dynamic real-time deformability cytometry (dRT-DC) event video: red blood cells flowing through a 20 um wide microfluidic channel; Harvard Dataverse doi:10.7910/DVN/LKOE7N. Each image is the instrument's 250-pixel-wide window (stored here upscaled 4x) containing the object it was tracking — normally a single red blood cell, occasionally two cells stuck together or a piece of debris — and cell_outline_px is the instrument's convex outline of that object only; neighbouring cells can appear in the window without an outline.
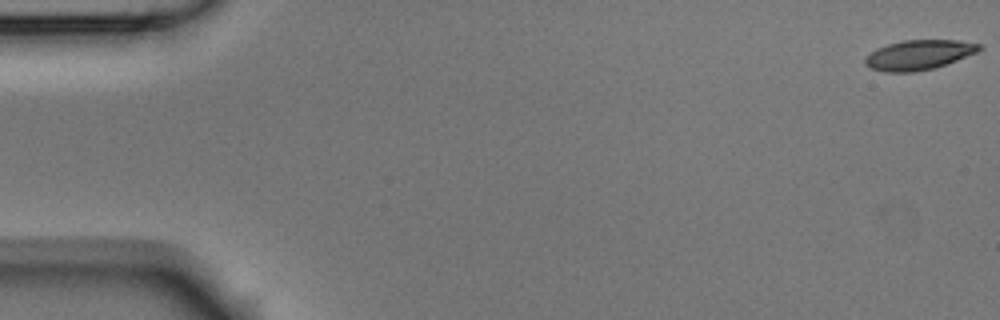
{"species": "Egyptian fruit bat (a non-hibernating species)", "species_latin": "Rousettus aegyptiacus", "temperature_condition": "room temperature", "stored_images_in_passage": 8, "camera_frame_rate_fps": 3000, "um_per_image_px": 0.085, "animal": {"sex": "male"}, "frame": {"image": 1, "passage_image": 1, "time_ms": 0.0, "image_size_px": [1000, 320], "cell_outline_px": [[984, 48], [976, 52], [936, 68], [912, 72], [884, 72], [872, 68], [864, 64], [864, 60], [872, 52], [888, 44], [904, 40], [956, 40], [980, 44]], "centroid_in_image_um": [78.12, 4.67], "position_along_channel_um": 6.9, "area_um2": 19.54}}
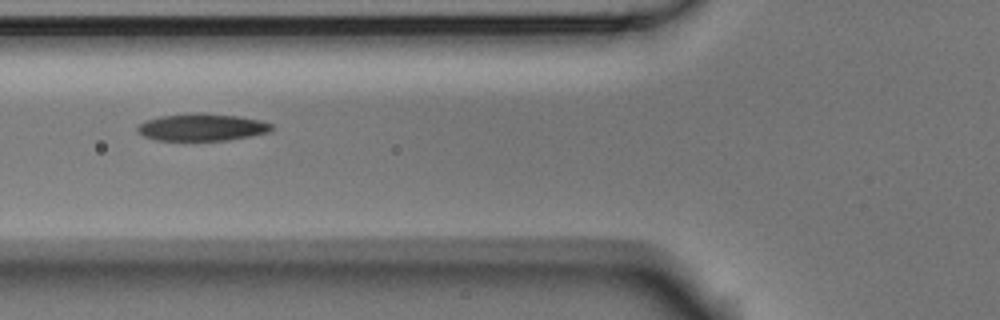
{"frame": {"image": 2, "passage_image": 7, "time_ms": 2.0, "image_size_px": [1000, 320], "cell_outline_px": [[272, 132], [252, 136], [228, 140], [156, 140], [144, 136], [136, 132], [136, 128], [144, 120], [160, 116], [200, 112], [204, 112], [240, 116], [260, 120], [272, 124]], "centroid_in_image_um": [17.18, 10.81], "position_along_channel_um": 108.6, "area_um2": 21.56}}
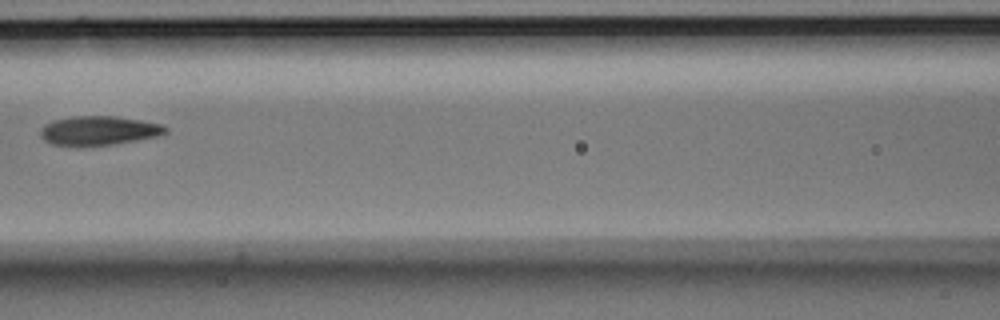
{"frame": {"image": 3, "passage_image": 8, "time_ms": 2.333, "image_size_px": [1000, 320], "cell_outline_px": [[168, 132], [156, 136], [112, 144], [80, 148], [52, 144], [44, 140], [40, 136], [40, 128], [44, 124], [52, 120], [72, 116], [116, 116], [164, 124], [168, 128]], "centroid_in_image_um": [8.34, 11.11], "position_along_channel_um": 158.3, "area_um2": 21.73}}